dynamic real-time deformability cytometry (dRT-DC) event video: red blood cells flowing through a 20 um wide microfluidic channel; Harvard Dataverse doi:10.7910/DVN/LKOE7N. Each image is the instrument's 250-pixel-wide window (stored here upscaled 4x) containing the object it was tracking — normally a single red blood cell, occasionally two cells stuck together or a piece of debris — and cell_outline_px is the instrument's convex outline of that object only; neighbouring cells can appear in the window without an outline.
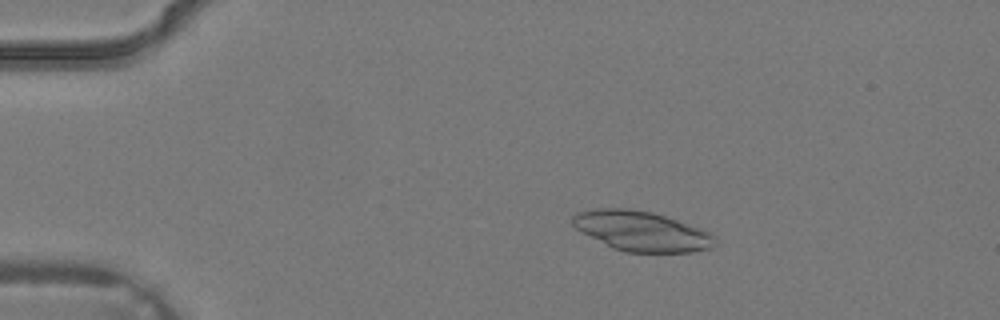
{"species": "common noctule bat (a hibernating species)", "species_latin": "Nyctalus noctula", "temperature_condition": "warm", "stored_images_in_passage": 2, "camera_frame_rate_fps": 3000, "um_per_image_px": 0.085, "animal": {"sex": "male", "body_mass_g": 19.2, "forearm_length_mm": 51.8}, "frame": {"image": 1, "passage_image": 1, "time_ms": 0.0, "image_size_px": [1000, 320], "cell_outline_px": [[716, 244], [712, 248], [692, 252], [624, 252], [612, 248], [580, 232], [572, 224], [572, 216], [576, 212], [592, 208], [632, 208], [652, 212], [700, 228], [716, 236]], "centroid_in_image_um": [54.5, 19.64], "position_along_channel_um": 30.5, "area_um2": 33.35}}